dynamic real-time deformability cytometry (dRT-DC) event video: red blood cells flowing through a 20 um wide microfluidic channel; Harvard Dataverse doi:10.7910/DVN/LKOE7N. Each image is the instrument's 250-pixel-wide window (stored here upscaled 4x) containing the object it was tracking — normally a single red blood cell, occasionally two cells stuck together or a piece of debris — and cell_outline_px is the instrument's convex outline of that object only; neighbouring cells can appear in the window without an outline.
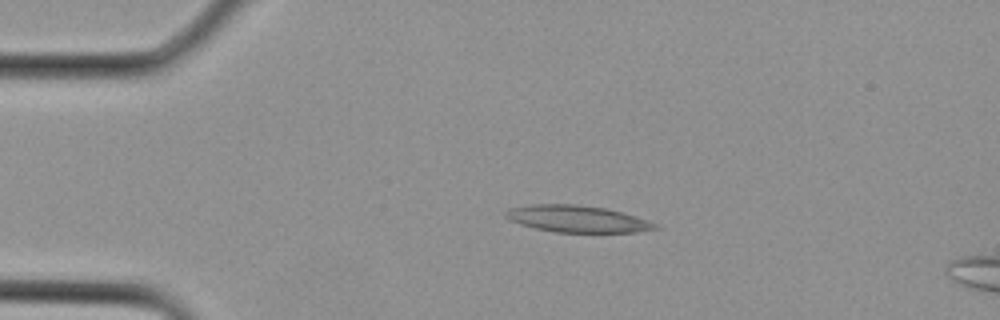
{"species": "Egyptian fruit bat (a non-hibernating species)", "species_latin": "Rousettus aegyptiacus", "temperature_condition": "cold", "stored_images_in_passage": 9, "camera_frame_rate_fps": 3000, "um_per_image_px": 0.085, "animal": {"sex": "female"}, "frame": {"image": 1, "passage_image": 6, "time_ms": 1.667, "image_size_px": [1000, 320], "cell_outline_px": [[660, 228], [636, 232], [556, 232], [536, 228], [520, 224], [508, 220], [504, 216], [504, 212], [508, 208], [532, 204], [576, 204], [604, 208], [620, 212], [648, 220], [656, 224]], "centroid_in_image_um": [49.01, 18.6], "position_along_channel_um": 36.0, "area_um2": 23.24}}